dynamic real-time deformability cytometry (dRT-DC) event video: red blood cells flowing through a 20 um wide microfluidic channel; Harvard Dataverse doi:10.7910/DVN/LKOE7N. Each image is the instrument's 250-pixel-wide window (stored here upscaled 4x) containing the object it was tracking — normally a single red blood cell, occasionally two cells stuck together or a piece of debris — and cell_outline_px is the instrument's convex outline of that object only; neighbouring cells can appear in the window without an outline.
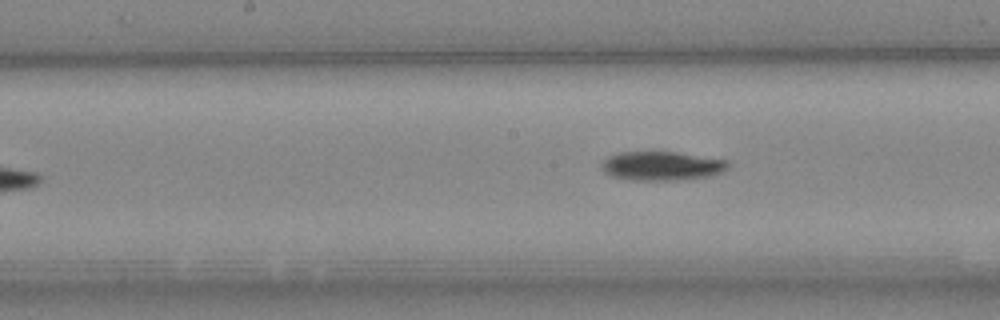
{"species": "Egyptian fruit bat (a non-hibernating species)", "species_latin": "Rousettus aegyptiacus", "temperature_condition": "cold", "stored_images_in_passage": 8, "camera_frame_rate_fps": 3000, "um_per_image_px": 0.085, "animal": {"sex": "female"}, "frame": {"image": 1, "passage_image": 8, "time_ms": 8.333, "image_size_px": [1000, 320], "cell_outline_px": [[728, 168], [712, 176], [684, 180], [632, 180], [612, 176], [604, 172], [600, 168], [600, 164], [608, 156], [620, 152], [676, 152], [728, 160]], "centroid_in_image_um": [56.24, 14.11], "position_along_channel_um": 192.0, "area_um2": 21.5}}